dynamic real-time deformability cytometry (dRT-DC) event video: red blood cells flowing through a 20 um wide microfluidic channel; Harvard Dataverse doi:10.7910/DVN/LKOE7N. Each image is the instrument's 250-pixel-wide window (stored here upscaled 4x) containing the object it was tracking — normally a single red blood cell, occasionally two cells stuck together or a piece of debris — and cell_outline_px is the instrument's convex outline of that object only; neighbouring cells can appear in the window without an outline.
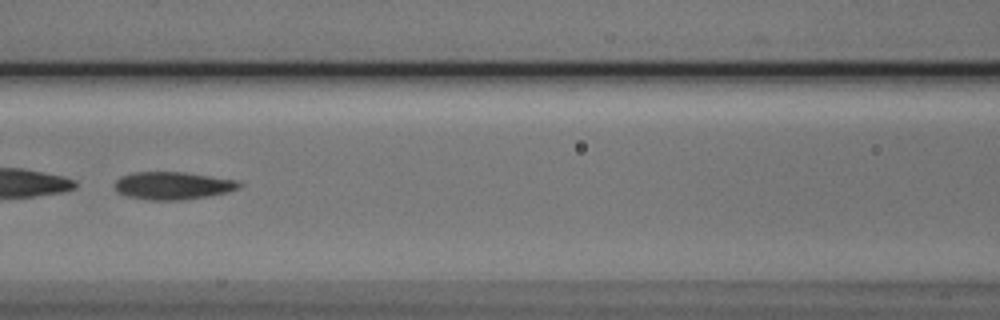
{"species": "Egyptian fruit bat (a non-hibernating species)", "species_latin": "Rousettus aegyptiacus", "temperature_condition": "cold", "stored_images_in_passage": 9, "camera_frame_rate_fps": 3000, "um_per_image_px": 0.085, "animal": {"sex": "male"}, "frame": {"image": 1, "passage_image": 6, "time_ms": 5.667, "image_size_px": [1000, 320], "cell_outline_px": [[244, 184], [240, 188], [228, 192], [208, 196], [184, 200], [148, 200], [128, 196], [116, 192], [112, 184], [120, 176], [132, 172], [184, 172], [236, 180]], "centroid_in_image_um": [14.66, 15.78], "position_along_channel_um": 151.9, "area_um2": 20.35}}
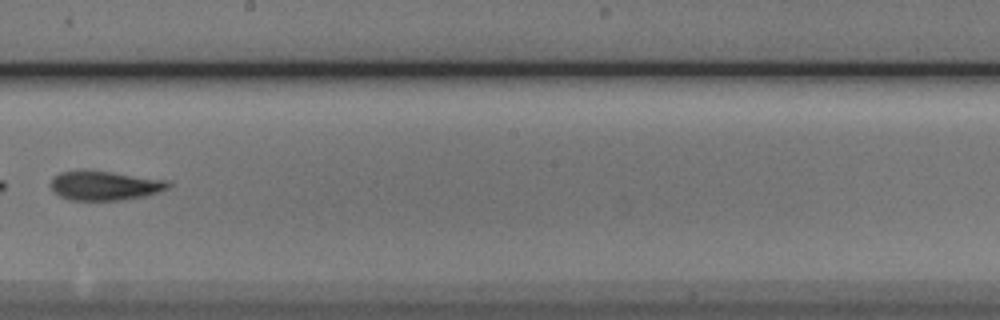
{"frame": {"image": 2, "passage_image": 8, "time_ms": 8.0, "image_size_px": [1000, 320], "cell_outline_px": [[176, 184], [160, 192], [144, 196], [120, 200], [72, 200], [60, 196], [52, 188], [52, 180], [60, 172], [108, 172], [168, 180]], "centroid_in_image_um": [9.02, 15.8], "position_along_channel_um": 239.2, "area_um2": 19.48}}
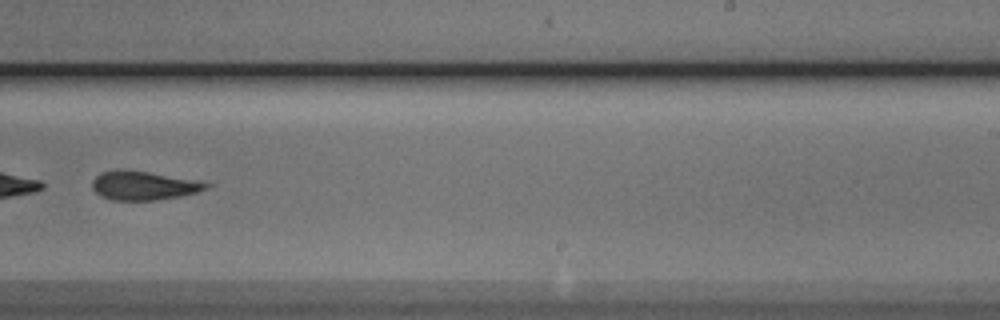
{"frame": {"image": 3, "passage_image": 9, "time_ms": 9.0, "image_size_px": [1000, 320], "cell_outline_px": [[212, 184], [208, 188], [196, 192], [180, 196], [156, 200], [112, 200], [100, 196], [92, 188], [92, 180], [100, 172], [120, 168], [148, 172], [200, 180]], "centroid_in_image_um": [12.2, 15.76], "position_along_channel_um": 276.8, "area_um2": 19.42}}